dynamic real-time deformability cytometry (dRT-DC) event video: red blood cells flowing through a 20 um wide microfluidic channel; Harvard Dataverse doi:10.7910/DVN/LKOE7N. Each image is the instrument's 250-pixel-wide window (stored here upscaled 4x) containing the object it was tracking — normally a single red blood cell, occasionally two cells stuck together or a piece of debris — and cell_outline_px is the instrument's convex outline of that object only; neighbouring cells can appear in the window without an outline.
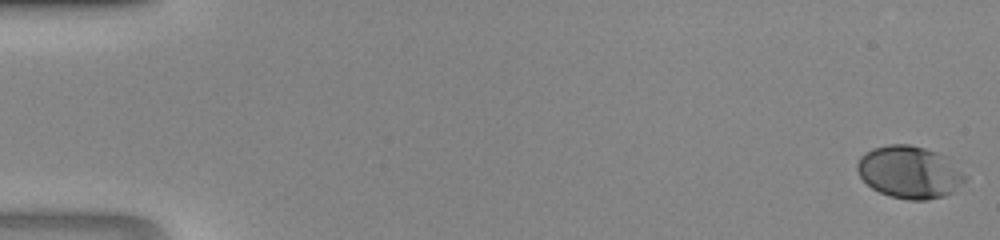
{"species": "human", "species_latin": "Homo sapiens", "temperature_condition": "room temperature", "stored_images_in_passage": 44, "camera_frame_rate_fps": 3000, "um_per_image_px": 0.085, "donor": {"sex": "male"}, "frame": {"image": 1, "passage_image": 1, "time_ms": 0.0, "image_size_px": [1000, 240], "cell_outline_px": [[968, 180], [952, 192], [944, 196], [928, 200], [908, 200], [888, 196], [872, 188], [860, 176], [856, 168], [856, 164], [860, 156], [864, 152], [872, 148], [888, 144], [908, 144], [924, 148], [948, 156], [968, 176]], "centroid_in_image_um": [77.34, 14.63], "position_along_channel_um": 7.7, "area_um2": 33.41}}
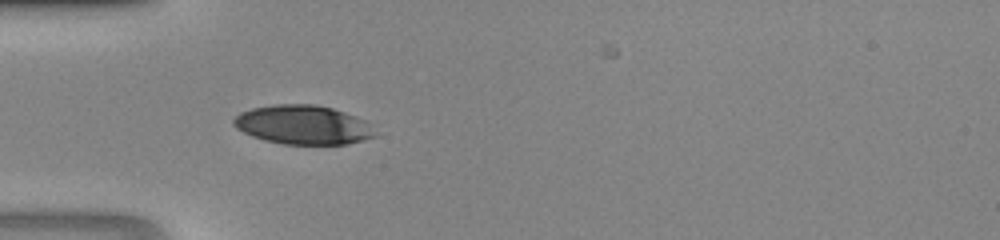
{"frame": {"image": 2, "passage_image": 16, "time_ms": 5.0, "image_size_px": [1000, 240], "cell_outline_px": [[380, 136], [348, 144], [284, 144], [264, 140], [252, 136], [236, 128], [232, 124], [232, 120], [240, 112], [252, 108], [276, 104], [316, 104], [332, 108], [356, 116], [364, 120]], "centroid_in_image_um": [25.77, 10.61], "position_along_channel_um": 59.2, "area_um2": 32.37}}
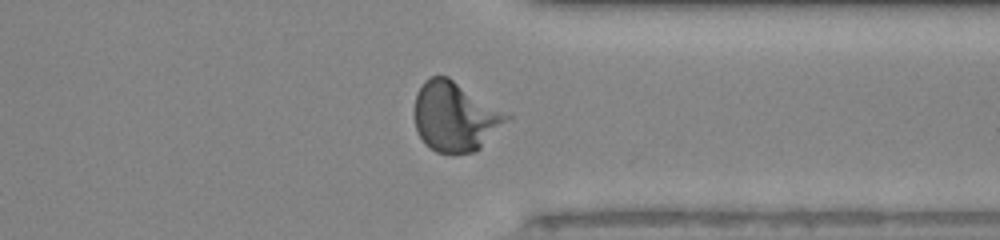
{"frame": {"image": 3, "passage_image": 37, "time_ms": 12.0, "image_size_px": [1000, 240], "cell_outline_px": [[512, 116], [476, 152], [452, 156], [436, 152], [424, 144], [416, 128], [412, 112], [416, 92], [424, 80], [432, 76], [448, 76], [512, 112]], "centroid_in_image_um": [38.7, 9.91], "position_along_channel_um": 372.7, "area_um2": 38.84}}